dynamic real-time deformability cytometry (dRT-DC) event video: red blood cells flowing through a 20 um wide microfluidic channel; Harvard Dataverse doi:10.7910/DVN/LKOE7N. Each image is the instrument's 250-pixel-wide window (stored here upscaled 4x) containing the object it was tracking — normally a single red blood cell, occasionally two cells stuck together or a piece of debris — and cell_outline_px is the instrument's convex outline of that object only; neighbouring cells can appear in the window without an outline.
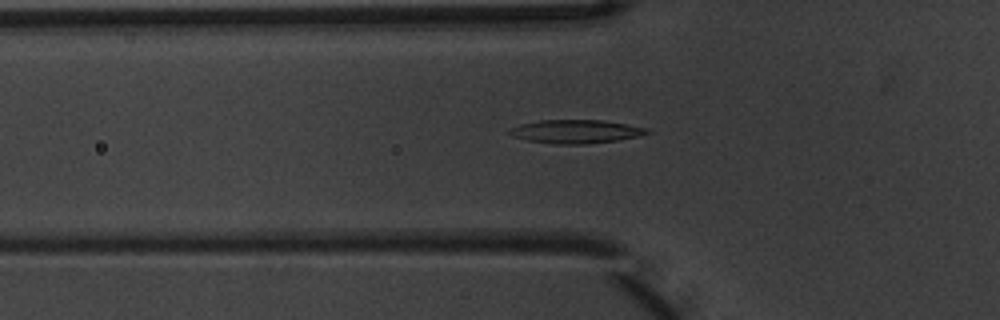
{"species": "common noctule bat (a hibernating species)", "species_latin": "Nyctalus noctula", "temperature_condition": "warm", "stored_images_in_passage": 6, "camera_frame_rate_fps": 3000, "um_per_image_px": 0.085, "animal": {"sex": "male", "body_mass_g": 20.1, "forearm_length_mm": 53.5}, "frame": {"image": 1, "passage_image": 6, "time_ms": 1.667, "image_size_px": [1000, 320], "cell_outline_px": [[652, 132], [636, 136], [616, 140], [588, 144], [556, 144], [528, 140], [516, 136], [508, 132], [512, 128], [520, 124], [540, 120], [604, 120], [628, 124], [648, 128]], "centroid_in_image_um": [49.0, 11.17], "position_along_channel_um": 76.8, "area_um2": 18.61}}